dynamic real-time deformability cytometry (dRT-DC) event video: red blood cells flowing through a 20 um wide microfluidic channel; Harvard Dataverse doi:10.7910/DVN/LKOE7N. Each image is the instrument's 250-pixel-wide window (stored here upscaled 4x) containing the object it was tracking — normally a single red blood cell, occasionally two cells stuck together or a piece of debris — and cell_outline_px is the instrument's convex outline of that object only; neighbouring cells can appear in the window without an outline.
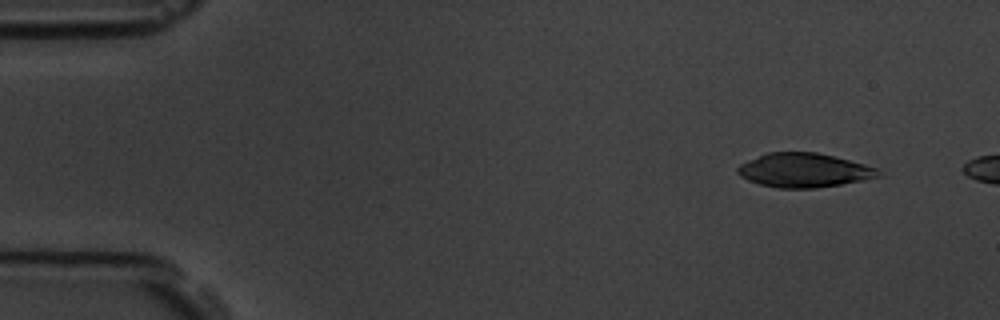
{"species": "common noctule bat (a hibernating species)", "species_latin": "Nyctalus noctula", "temperature_condition": "room temperature", "stored_images_in_passage": 3, "camera_frame_rate_fps": 3000, "um_per_image_px": 0.085, "animal": {"sex": "male", "body_mass_g": 19.5, "forearm_length_mm": 54.6}, "frame": {"image": 1, "passage_image": 1, "time_ms": 0.0, "image_size_px": [1000, 320], "cell_outline_px": [[884, 176], [864, 180], [816, 188], [780, 188], [760, 184], [748, 180], [740, 176], [736, 172], [736, 168], [740, 164], [768, 152], [816, 152], [864, 164], [876, 168]], "centroid_in_image_um": [68.34, 14.48], "position_along_channel_um": 16.7, "area_um2": 27.8}}